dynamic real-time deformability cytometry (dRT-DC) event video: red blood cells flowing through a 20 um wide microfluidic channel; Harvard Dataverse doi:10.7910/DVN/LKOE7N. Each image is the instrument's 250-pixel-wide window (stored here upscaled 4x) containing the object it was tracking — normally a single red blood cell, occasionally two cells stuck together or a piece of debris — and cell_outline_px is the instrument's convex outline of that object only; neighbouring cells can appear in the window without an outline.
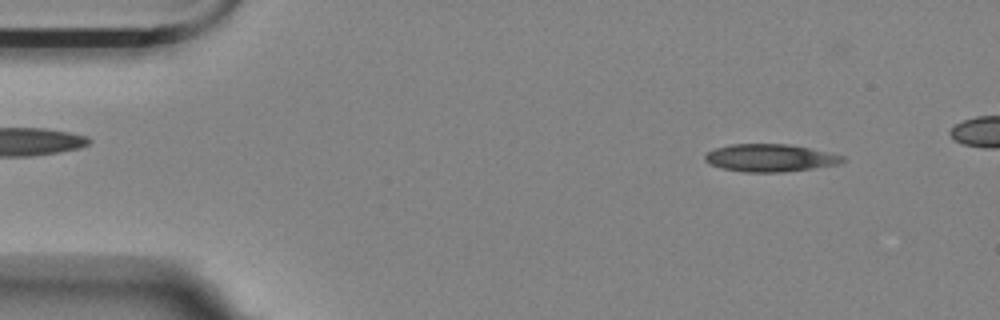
{"species": "Egyptian fruit bat (a non-hibernating species)", "species_latin": "Rousettus aegyptiacus", "temperature_condition": "room temperature", "stored_images_in_passage": 50, "camera_frame_rate_fps": 3000, "um_per_image_px": 0.085, "animal": {"sex": "female"}, "frame": {"image": 1, "passage_image": 5, "time_ms": 1.333, "image_size_px": [1000, 320], "cell_outline_px": [[848, 160], [840, 164], [784, 172], [744, 172], [720, 168], [704, 160], [704, 156], [708, 152], [716, 148], [732, 144], [788, 144], [808, 148], [844, 156]], "centroid_in_image_um": [65.47, 13.43], "position_along_channel_um": 19.5, "area_um2": 22.02}}
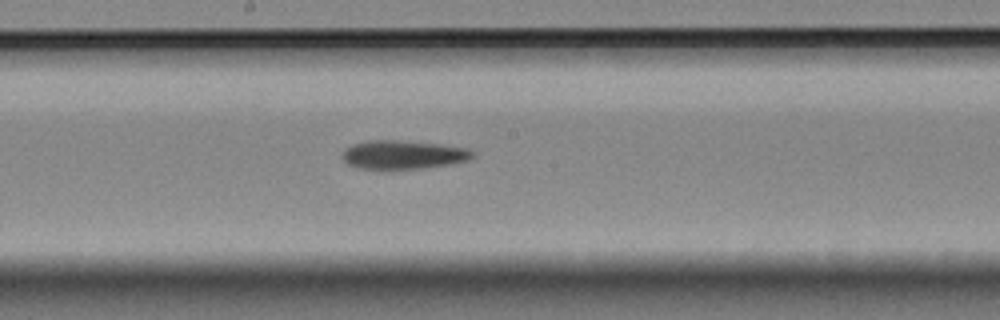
{"frame": {"image": 2, "passage_image": 28, "time_ms": 9.0, "image_size_px": [1000, 320], "cell_outline_px": [[476, 156], [468, 160], [452, 164], [424, 168], [384, 172], [380, 172], [356, 168], [348, 164], [340, 156], [344, 148], [352, 144], [368, 140], [396, 140], [440, 144], [468, 148], [476, 152]], "centroid_in_image_um": [34.22, 13.19], "position_along_channel_um": 214.0, "area_um2": 22.95}}
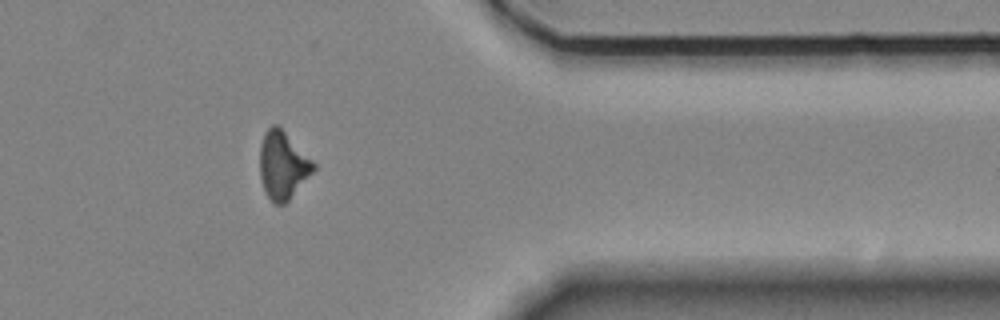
{"frame": {"image": 3, "passage_image": 44, "time_ms": 14.333, "image_size_px": [1000, 320], "cell_outline_px": [[316, 168], [288, 200], [284, 204], [276, 204], [268, 196], [260, 180], [260, 144], [264, 132], [272, 124], [276, 124], [316, 164]], "centroid_in_image_um": [24.01, 14.04], "position_along_channel_um": 387.4, "area_um2": 20.69}}